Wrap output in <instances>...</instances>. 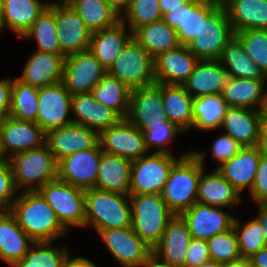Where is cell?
I'll return each instance as SVG.
<instances>
[{
    "label": "cell",
    "mask_w": 267,
    "mask_h": 267,
    "mask_svg": "<svg viewBox=\"0 0 267 267\" xmlns=\"http://www.w3.org/2000/svg\"><path fill=\"white\" fill-rule=\"evenodd\" d=\"M85 227L95 231L132 226V209L129 195L111 193L96 187L84 190Z\"/></svg>",
    "instance_id": "3957f363"
},
{
    "label": "cell",
    "mask_w": 267,
    "mask_h": 267,
    "mask_svg": "<svg viewBox=\"0 0 267 267\" xmlns=\"http://www.w3.org/2000/svg\"><path fill=\"white\" fill-rule=\"evenodd\" d=\"M210 260L206 240L192 238L186 256L184 267H195Z\"/></svg>",
    "instance_id": "f5cc1de1"
},
{
    "label": "cell",
    "mask_w": 267,
    "mask_h": 267,
    "mask_svg": "<svg viewBox=\"0 0 267 267\" xmlns=\"http://www.w3.org/2000/svg\"><path fill=\"white\" fill-rule=\"evenodd\" d=\"M199 60L185 45L154 58L156 83L183 85Z\"/></svg>",
    "instance_id": "44dd1931"
},
{
    "label": "cell",
    "mask_w": 267,
    "mask_h": 267,
    "mask_svg": "<svg viewBox=\"0 0 267 267\" xmlns=\"http://www.w3.org/2000/svg\"><path fill=\"white\" fill-rule=\"evenodd\" d=\"M75 0H61V2H47V6H71Z\"/></svg>",
    "instance_id": "03108f58"
},
{
    "label": "cell",
    "mask_w": 267,
    "mask_h": 267,
    "mask_svg": "<svg viewBox=\"0 0 267 267\" xmlns=\"http://www.w3.org/2000/svg\"><path fill=\"white\" fill-rule=\"evenodd\" d=\"M38 192L53 208L61 225L68 231L72 226L85 227L84 190L58 178L42 186Z\"/></svg>",
    "instance_id": "52a82bcc"
},
{
    "label": "cell",
    "mask_w": 267,
    "mask_h": 267,
    "mask_svg": "<svg viewBox=\"0 0 267 267\" xmlns=\"http://www.w3.org/2000/svg\"><path fill=\"white\" fill-rule=\"evenodd\" d=\"M266 80L228 77L222 91L227 106L264 111L267 99V90H264Z\"/></svg>",
    "instance_id": "4316f807"
},
{
    "label": "cell",
    "mask_w": 267,
    "mask_h": 267,
    "mask_svg": "<svg viewBox=\"0 0 267 267\" xmlns=\"http://www.w3.org/2000/svg\"><path fill=\"white\" fill-rule=\"evenodd\" d=\"M71 118L73 123L83 125L100 133L115 125L121 118L111 109L100 104L92 93L71 96Z\"/></svg>",
    "instance_id": "d4e9b609"
},
{
    "label": "cell",
    "mask_w": 267,
    "mask_h": 267,
    "mask_svg": "<svg viewBox=\"0 0 267 267\" xmlns=\"http://www.w3.org/2000/svg\"><path fill=\"white\" fill-rule=\"evenodd\" d=\"M250 267H267V246L248 258Z\"/></svg>",
    "instance_id": "9f6ffc18"
},
{
    "label": "cell",
    "mask_w": 267,
    "mask_h": 267,
    "mask_svg": "<svg viewBox=\"0 0 267 267\" xmlns=\"http://www.w3.org/2000/svg\"><path fill=\"white\" fill-rule=\"evenodd\" d=\"M222 267H250V266H249L248 259L239 258L234 261L223 263Z\"/></svg>",
    "instance_id": "e7e4bbea"
},
{
    "label": "cell",
    "mask_w": 267,
    "mask_h": 267,
    "mask_svg": "<svg viewBox=\"0 0 267 267\" xmlns=\"http://www.w3.org/2000/svg\"><path fill=\"white\" fill-rule=\"evenodd\" d=\"M250 197L257 203H267V156L262 155Z\"/></svg>",
    "instance_id": "816d5d0a"
},
{
    "label": "cell",
    "mask_w": 267,
    "mask_h": 267,
    "mask_svg": "<svg viewBox=\"0 0 267 267\" xmlns=\"http://www.w3.org/2000/svg\"><path fill=\"white\" fill-rule=\"evenodd\" d=\"M24 37L36 40L37 51L63 54L60 50L55 15L49 7L38 16L37 20L22 36V38Z\"/></svg>",
    "instance_id": "60d3db41"
},
{
    "label": "cell",
    "mask_w": 267,
    "mask_h": 267,
    "mask_svg": "<svg viewBox=\"0 0 267 267\" xmlns=\"http://www.w3.org/2000/svg\"><path fill=\"white\" fill-rule=\"evenodd\" d=\"M106 73L99 60L86 50L65 57L62 83L71 95L90 93Z\"/></svg>",
    "instance_id": "30bf717a"
},
{
    "label": "cell",
    "mask_w": 267,
    "mask_h": 267,
    "mask_svg": "<svg viewBox=\"0 0 267 267\" xmlns=\"http://www.w3.org/2000/svg\"><path fill=\"white\" fill-rule=\"evenodd\" d=\"M160 19H162V12L159 0H132L129 8L120 17V20L128 25L129 32Z\"/></svg>",
    "instance_id": "f6af8a7d"
},
{
    "label": "cell",
    "mask_w": 267,
    "mask_h": 267,
    "mask_svg": "<svg viewBox=\"0 0 267 267\" xmlns=\"http://www.w3.org/2000/svg\"><path fill=\"white\" fill-rule=\"evenodd\" d=\"M98 235L123 267H140L153 255L152 248L134 232L132 226L99 230Z\"/></svg>",
    "instance_id": "8fae6325"
},
{
    "label": "cell",
    "mask_w": 267,
    "mask_h": 267,
    "mask_svg": "<svg viewBox=\"0 0 267 267\" xmlns=\"http://www.w3.org/2000/svg\"><path fill=\"white\" fill-rule=\"evenodd\" d=\"M197 1L207 6L214 7L216 9L225 10L231 0H197Z\"/></svg>",
    "instance_id": "6125c7cd"
},
{
    "label": "cell",
    "mask_w": 267,
    "mask_h": 267,
    "mask_svg": "<svg viewBox=\"0 0 267 267\" xmlns=\"http://www.w3.org/2000/svg\"><path fill=\"white\" fill-rule=\"evenodd\" d=\"M244 49L267 75V30L249 29L234 33Z\"/></svg>",
    "instance_id": "bcb514c9"
},
{
    "label": "cell",
    "mask_w": 267,
    "mask_h": 267,
    "mask_svg": "<svg viewBox=\"0 0 267 267\" xmlns=\"http://www.w3.org/2000/svg\"><path fill=\"white\" fill-rule=\"evenodd\" d=\"M205 153H183L173 165L161 196L174 215H180L197 202L198 184L203 172Z\"/></svg>",
    "instance_id": "6da1fadb"
},
{
    "label": "cell",
    "mask_w": 267,
    "mask_h": 267,
    "mask_svg": "<svg viewBox=\"0 0 267 267\" xmlns=\"http://www.w3.org/2000/svg\"><path fill=\"white\" fill-rule=\"evenodd\" d=\"M263 115V111L259 110L228 107L221 126L242 147L257 146Z\"/></svg>",
    "instance_id": "484cf974"
},
{
    "label": "cell",
    "mask_w": 267,
    "mask_h": 267,
    "mask_svg": "<svg viewBox=\"0 0 267 267\" xmlns=\"http://www.w3.org/2000/svg\"><path fill=\"white\" fill-rule=\"evenodd\" d=\"M195 267H222V263L216 262L214 260H208L206 262H204L203 264H200L198 266Z\"/></svg>",
    "instance_id": "003e7915"
},
{
    "label": "cell",
    "mask_w": 267,
    "mask_h": 267,
    "mask_svg": "<svg viewBox=\"0 0 267 267\" xmlns=\"http://www.w3.org/2000/svg\"><path fill=\"white\" fill-rule=\"evenodd\" d=\"M227 108L222 94L193 98L192 126L204 131L220 129Z\"/></svg>",
    "instance_id": "f35d334b"
},
{
    "label": "cell",
    "mask_w": 267,
    "mask_h": 267,
    "mask_svg": "<svg viewBox=\"0 0 267 267\" xmlns=\"http://www.w3.org/2000/svg\"><path fill=\"white\" fill-rule=\"evenodd\" d=\"M134 232L152 249L159 243L168 222L175 216L161 194L129 195Z\"/></svg>",
    "instance_id": "5b68a950"
},
{
    "label": "cell",
    "mask_w": 267,
    "mask_h": 267,
    "mask_svg": "<svg viewBox=\"0 0 267 267\" xmlns=\"http://www.w3.org/2000/svg\"><path fill=\"white\" fill-rule=\"evenodd\" d=\"M52 241L34 242L28 253L11 267H63L69 253L66 247L57 248Z\"/></svg>",
    "instance_id": "7bdbcfd3"
},
{
    "label": "cell",
    "mask_w": 267,
    "mask_h": 267,
    "mask_svg": "<svg viewBox=\"0 0 267 267\" xmlns=\"http://www.w3.org/2000/svg\"><path fill=\"white\" fill-rule=\"evenodd\" d=\"M55 15L61 52L71 55L88 50L91 32L71 6H48Z\"/></svg>",
    "instance_id": "ac0fdd59"
},
{
    "label": "cell",
    "mask_w": 267,
    "mask_h": 267,
    "mask_svg": "<svg viewBox=\"0 0 267 267\" xmlns=\"http://www.w3.org/2000/svg\"><path fill=\"white\" fill-rule=\"evenodd\" d=\"M258 206V216L256 219L261 224L264 231V242L267 246V203H256Z\"/></svg>",
    "instance_id": "680465c9"
},
{
    "label": "cell",
    "mask_w": 267,
    "mask_h": 267,
    "mask_svg": "<svg viewBox=\"0 0 267 267\" xmlns=\"http://www.w3.org/2000/svg\"><path fill=\"white\" fill-rule=\"evenodd\" d=\"M0 128L2 147L8 159L14 154L45 144L46 133L36 122L8 116L0 120Z\"/></svg>",
    "instance_id": "d6986e66"
},
{
    "label": "cell",
    "mask_w": 267,
    "mask_h": 267,
    "mask_svg": "<svg viewBox=\"0 0 267 267\" xmlns=\"http://www.w3.org/2000/svg\"><path fill=\"white\" fill-rule=\"evenodd\" d=\"M176 125L167 121L162 124L149 125L148 130H144V140L148 151L153 147L157 148L156 152L171 154V151L166 148L167 144L176 137L175 135L181 132Z\"/></svg>",
    "instance_id": "c3c4849f"
},
{
    "label": "cell",
    "mask_w": 267,
    "mask_h": 267,
    "mask_svg": "<svg viewBox=\"0 0 267 267\" xmlns=\"http://www.w3.org/2000/svg\"><path fill=\"white\" fill-rule=\"evenodd\" d=\"M146 155L132 161L130 195L161 194L173 165L180 159L156 151Z\"/></svg>",
    "instance_id": "ba28073f"
},
{
    "label": "cell",
    "mask_w": 267,
    "mask_h": 267,
    "mask_svg": "<svg viewBox=\"0 0 267 267\" xmlns=\"http://www.w3.org/2000/svg\"><path fill=\"white\" fill-rule=\"evenodd\" d=\"M45 143L58 163L64 157L95 148L99 144V133L83 125L71 123L48 131Z\"/></svg>",
    "instance_id": "e0dca14e"
},
{
    "label": "cell",
    "mask_w": 267,
    "mask_h": 267,
    "mask_svg": "<svg viewBox=\"0 0 267 267\" xmlns=\"http://www.w3.org/2000/svg\"><path fill=\"white\" fill-rule=\"evenodd\" d=\"M219 61L224 66L228 77L267 79V75L251 60V57L235 36L226 44Z\"/></svg>",
    "instance_id": "8d00e7d4"
},
{
    "label": "cell",
    "mask_w": 267,
    "mask_h": 267,
    "mask_svg": "<svg viewBox=\"0 0 267 267\" xmlns=\"http://www.w3.org/2000/svg\"><path fill=\"white\" fill-rule=\"evenodd\" d=\"M71 7L91 33L112 27L120 21V17L105 0H75Z\"/></svg>",
    "instance_id": "ab89813d"
},
{
    "label": "cell",
    "mask_w": 267,
    "mask_h": 267,
    "mask_svg": "<svg viewBox=\"0 0 267 267\" xmlns=\"http://www.w3.org/2000/svg\"><path fill=\"white\" fill-rule=\"evenodd\" d=\"M10 212L34 242H54L68 233L53 208L38 191L21 192L12 203Z\"/></svg>",
    "instance_id": "7a4b0ae2"
},
{
    "label": "cell",
    "mask_w": 267,
    "mask_h": 267,
    "mask_svg": "<svg viewBox=\"0 0 267 267\" xmlns=\"http://www.w3.org/2000/svg\"><path fill=\"white\" fill-rule=\"evenodd\" d=\"M204 170L199 179L197 202L210 206L233 208L242 201L239 192L217 169H214L211 174H205Z\"/></svg>",
    "instance_id": "d6a6232c"
},
{
    "label": "cell",
    "mask_w": 267,
    "mask_h": 267,
    "mask_svg": "<svg viewBox=\"0 0 267 267\" xmlns=\"http://www.w3.org/2000/svg\"><path fill=\"white\" fill-rule=\"evenodd\" d=\"M126 119L140 131L168 121L162 99V83L131 89Z\"/></svg>",
    "instance_id": "7c38bea8"
},
{
    "label": "cell",
    "mask_w": 267,
    "mask_h": 267,
    "mask_svg": "<svg viewBox=\"0 0 267 267\" xmlns=\"http://www.w3.org/2000/svg\"><path fill=\"white\" fill-rule=\"evenodd\" d=\"M263 113H264V116L267 118V99H266V105H265Z\"/></svg>",
    "instance_id": "89a4df30"
},
{
    "label": "cell",
    "mask_w": 267,
    "mask_h": 267,
    "mask_svg": "<svg viewBox=\"0 0 267 267\" xmlns=\"http://www.w3.org/2000/svg\"><path fill=\"white\" fill-rule=\"evenodd\" d=\"M233 32L267 30V1L231 0L225 9Z\"/></svg>",
    "instance_id": "836d02e7"
},
{
    "label": "cell",
    "mask_w": 267,
    "mask_h": 267,
    "mask_svg": "<svg viewBox=\"0 0 267 267\" xmlns=\"http://www.w3.org/2000/svg\"><path fill=\"white\" fill-rule=\"evenodd\" d=\"M132 37L155 58L159 54L178 48L176 30L162 19L141 25L132 32Z\"/></svg>",
    "instance_id": "e575fe53"
},
{
    "label": "cell",
    "mask_w": 267,
    "mask_h": 267,
    "mask_svg": "<svg viewBox=\"0 0 267 267\" xmlns=\"http://www.w3.org/2000/svg\"><path fill=\"white\" fill-rule=\"evenodd\" d=\"M113 11L121 17L129 8L132 0H105Z\"/></svg>",
    "instance_id": "91938a15"
},
{
    "label": "cell",
    "mask_w": 267,
    "mask_h": 267,
    "mask_svg": "<svg viewBox=\"0 0 267 267\" xmlns=\"http://www.w3.org/2000/svg\"><path fill=\"white\" fill-rule=\"evenodd\" d=\"M71 96L62 82L38 88L36 123L45 133L73 123L71 117H69Z\"/></svg>",
    "instance_id": "5bb4252c"
},
{
    "label": "cell",
    "mask_w": 267,
    "mask_h": 267,
    "mask_svg": "<svg viewBox=\"0 0 267 267\" xmlns=\"http://www.w3.org/2000/svg\"><path fill=\"white\" fill-rule=\"evenodd\" d=\"M241 258L248 259L264 248V231L259 221L254 218L242 226L236 217L233 222Z\"/></svg>",
    "instance_id": "ee69618b"
},
{
    "label": "cell",
    "mask_w": 267,
    "mask_h": 267,
    "mask_svg": "<svg viewBox=\"0 0 267 267\" xmlns=\"http://www.w3.org/2000/svg\"><path fill=\"white\" fill-rule=\"evenodd\" d=\"M64 54L37 51L27 60L19 80L36 88L62 82Z\"/></svg>",
    "instance_id": "603a6c76"
},
{
    "label": "cell",
    "mask_w": 267,
    "mask_h": 267,
    "mask_svg": "<svg viewBox=\"0 0 267 267\" xmlns=\"http://www.w3.org/2000/svg\"><path fill=\"white\" fill-rule=\"evenodd\" d=\"M140 267H171V266L159 261L154 255H152Z\"/></svg>",
    "instance_id": "be15d7a7"
},
{
    "label": "cell",
    "mask_w": 267,
    "mask_h": 267,
    "mask_svg": "<svg viewBox=\"0 0 267 267\" xmlns=\"http://www.w3.org/2000/svg\"><path fill=\"white\" fill-rule=\"evenodd\" d=\"M12 86V78H5L0 80V120L9 116Z\"/></svg>",
    "instance_id": "db71d44e"
},
{
    "label": "cell",
    "mask_w": 267,
    "mask_h": 267,
    "mask_svg": "<svg viewBox=\"0 0 267 267\" xmlns=\"http://www.w3.org/2000/svg\"><path fill=\"white\" fill-rule=\"evenodd\" d=\"M12 169L9 161L0 163V212L10 211L16 199V192Z\"/></svg>",
    "instance_id": "681fc988"
},
{
    "label": "cell",
    "mask_w": 267,
    "mask_h": 267,
    "mask_svg": "<svg viewBox=\"0 0 267 267\" xmlns=\"http://www.w3.org/2000/svg\"><path fill=\"white\" fill-rule=\"evenodd\" d=\"M261 157L257 146L243 147L217 170L239 194H242L247 187L251 191Z\"/></svg>",
    "instance_id": "cb8c5ba5"
},
{
    "label": "cell",
    "mask_w": 267,
    "mask_h": 267,
    "mask_svg": "<svg viewBox=\"0 0 267 267\" xmlns=\"http://www.w3.org/2000/svg\"><path fill=\"white\" fill-rule=\"evenodd\" d=\"M243 147L226 133L218 136L212 144L211 157L219 161L221 166L224 162L230 160Z\"/></svg>",
    "instance_id": "f907efd6"
},
{
    "label": "cell",
    "mask_w": 267,
    "mask_h": 267,
    "mask_svg": "<svg viewBox=\"0 0 267 267\" xmlns=\"http://www.w3.org/2000/svg\"><path fill=\"white\" fill-rule=\"evenodd\" d=\"M99 144L105 153L118 155L131 161L147 154L143 132L127 119H120L115 125L99 133Z\"/></svg>",
    "instance_id": "4fadbf2b"
},
{
    "label": "cell",
    "mask_w": 267,
    "mask_h": 267,
    "mask_svg": "<svg viewBox=\"0 0 267 267\" xmlns=\"http://www.w3.org/2000/svg\"><path fill=\"white\" fill-rule=\"evenodd\" d=\"M38 113V88L13 79L9 116L18 120L36 122Z\"/></svg>",
    "instance_id": "b9f144b4"
},
{
    "label": "cell",
    "mask_w": 267,
    "mask_h": 267,
    "mask_svg": "<svg viewBox=\"0 0 267 267\" xmlns=\"http://www.w3.org/2000/svg\"><path fill=\"white\" fill-rule=\"evenodd\" d=\"M207 244L211 260L223 264L241 258L233 227L208 239Z\"/></svg>",
    "instance_id": "7dc6e473"
},
{
    "label": "cell",
    "mask_w": 267,
    "mask_h": 267,
    "mask_svg": "<svg viewBox=\"0 0 267 267\" xmlns=\"http://www.w3.org/2000/svg\"><path fill=\"white\" fill-rule=\"evenodd\" d=\"M34 241L19 226L10 212H0V259L11 265L20 261Z\"/></svg>",
    "instance_id": "1f68e13d"
},
{
    "label": "cell",
    "mask_w": 267,
    "mask_h": 267,
    "mask_svg": "<svg viewBox=\"0 0 267 267\" xmlns=\"http://www.w3.org/2000/svg\"><path fill=\"white\" fill-rule=\"evenodd\" d=\"M107 73L122 81L130 89L156 83L154 58L133 37L121 50Z\"/></svg>",
    "instance_id": "8992f818"
},
{
    "label": "cell",
    "mask_w": 267,
    "mask_h": 267,
    "mask_svg": "<svg viewBox=\"0 0 267 267\" xmlns=\"http://www.w3.org/2000/svg\"><path fill=\"white\" fill-rule=\"evenodd\" d=\"M188 0H159L162 15L169 12L170 9L179 8Z\"/></svg>",
    "instance_id": "94428289"
},
{
    "label": "cell",
    "mask_w": 267,
    "mask_h": 267,
    "mask_svg": "<svg viewBox=\"0 0 267 267\" xmlns=\"http://www.w3.org/2000/svg\"><path fill=\"white\" fill-rule=\"evenodd\" d=\"M63 267H96V265L84 257L70 258L68 253Z\"/></svg>",
    "instance_id": "6f0895ef"
},
{
    "label": "cell",
    "mask_w": 267,
    "mask_h": 267,
    "mask_svg": "<svg viewBox=\"0 0 267 267\" xmlns=\"http://www.w3.org/2000/svg\"><path fill=\"white\" fill-rule=\"evenodd\" d=\"M2 0H0V14H1Z\"/></svg>",
    "instance_id": "2644e50d"
},
{
    "label": "cell",
    "mask_w": 267,
    "mask_h": 267,
    "mask_svg": "<svg viewBox=\"0 0 267 267\" xmlns=\"http://www.w3.org/2000/svg\"><path fill=\"white\" fill-rule=\"evenodd\" d=\"M228 74L219 60H199L183 84L193 98L222 94Z\"/></svg>",
    "instance_id": "83f0119b"
},
{
    "label": "cell",
    "mask_w": 267,
    "mask_h": 267,
    "mask_svg": "<svg viewBox=\"0 0 267 267\" xmlns=\"http://www.w3.org/2000/svg\"><path fill=\"white\" fill-rule=\"evenodd\" d=\"M8 161L17 190L23 186V191H38L57 178V161L46 143L14 154Z\"/></svg>",
    "instance_id": "277c9868"
},
{
    "label": "cell",
    "mask_w": 267,
    "mask_h": 267,
    "mask_svg": "<svg viewBox=\"0 0 267 267\" xmlns=\"http://www.w3.org/2000/svg\"><path fill=\"white\" fill-rule=\"evenodd\" d=\"M215 9L197 0H188L181 7L163 14L162 20L176 30L179 43L186 46L199 34L201 18H207Z\"/></svg>",
    "instance_id": "7402d4cb"
},
{
    "label": "cell",
    "mask_w": 267,
    "mask_h": 267,
    "mask_svg": "<svg viewBox=\"0 0 267 267\" xmlns=\"http://www.w3.org/2000/svg\"><path fill=\"white\" fill-rule=\"evenodd\" d=\"M130 92L131 89L126 84L106 73L91 93L100 104L114 111L121 119H126Z\"/></svg>",
    "instance_id": "74e56055"
},
{
    "label": "cell",
    "mask_w": 267,
    "mask_h": 267,
    "mask_svg": "<svg viewBox=\"0 0 267 267\" xmlns=\"http://www.w3.org/2000/svg\"><path fill=\"white\" fill-rule=\"evenodd\" d=\"M47 7L42 0H2L0 32L8 26L22 37Z\"/></svg>",
    "instance_id": "4dcf8cb0"
},
{
    "label": "cell",
    "mask_w": 267,
    "mask_h": 267,
    "mask_svg": "<svg viewBox=\"0 0 267 267\" xmlns=\"http://www.w3.org/2000/svg\"><path fill=\"white\" fill-rule=\"evenodd\" d=\"M8 158L5 156L3 147H2V136H1V128H0V163L7 161Z\"/></svg>",
    "instance_id": "a7ac6f4b"
},
{
    "label": "cell",
    "mask_w": 267,
    "mask_h": 267,
    "mask_svg": "<svg viewBox=\"0 0 267 267\" xmlns=\"http://www.w3.org/2000/svg\"><path fill=\"white\" fill-rule=\"evenodd\" d=\"M187 223L192 238L208 240L216 234L233 227L235 217L225 212L222 207L196 202L180 214Z\"/></svg>",
    "instance_id": "2e32d148"
},
{
    "label": "cell",
    "mask_w": 267,
    "mask_h": 267,
    "mask_svg": "<svg viewBox=\"0 0 267 267\" xmlns=\"http://www.w3.org/2000/svg\"><path fill=\"white\" fill-rule=\"evenodd\" d=\"M191 240L187 223L180 215H175L168 222L159 243L152 249L153 255L171 267H184Z\"/></svg>",
    "instance_id": "ffe728a7"
},
{
    "label": "cell",
    "mask_w": 267,
    "mask_h": 267,
    "mask_svg": "<svg viewBox=\"0 0 267 267\" xmlns=\"http://www.w3.org/2000/svg\"><path fill=\"white\" fill-rule=\"evenodd\" d=\"M102 152L98 144L62 158L57 163V178L83 190L94 188Z\"/></svg>",
    "instance_id": "9a60e30c"
},
{
    "label": "cell",
    "mask_w": 267,
    "mask_h": 267,
    "mask_svg": "<svg viewBox=\"0 0 267 267\" xmlns=\"http://www.w3.org/2000/svg\"><path fill=\"white\" fill-rule=\"evenodd\" d=\"M233 36L226 10L215 9L207 18H201L199 34L186 46L198 60H219Z\"/></svg>",
    "instance_id": "9c48e42d"
},
{
    "label": "cell",
    "mask_w": 267,
    "mask_h": 267,
    "mask_svg": "<svg viewBox=\"0 0 267 267\" xmlns=\"http://www.w3.org/2000/svg\"><path fill=\"white\" fill-rule=\"evenodd\" d=\"M257 147L262 155L267 156V118L264 115L260 123Z\"/></svg>",
    "instance_id": "11a10c76"
},
{
    "label": "cell",
    "mask_w": 267,
    "mask_h": 267,
    "mask_svg": "<svg viewBox=\"0 0 267 267\" xmlns=\"http://www.w3.org/2000/svg\"><path fill=\"white\" fill-rule=\"evenodd\" d=\"M132 161L102 152L95 187L111 193L130 195Z\"/></svg>",
    "instance_id": "f1b7e54d"
},
{
    "label": "cell",
    "mask_w": 267,
    "mask_h": 267,
    "mask_svg": "<svg viewBox=\"0 0 267 267\" xmlns=\"http://www.w3.org/2000/svg\"><path fill=\"white\" fill-rule=\"evenodd\" d=\"M162 99L168 121L183 132L189 131L193 124V97L184 85L162 83Z\"/></svg>",
    "instance_id": "d590c367"
},
{
    "label": "cell",
    "mask_w": 267,
    "mask_h": 267,
    "mask_svg": "<svg viewBox=\"0 0 267 267\" xmlns=\"http://www.w3.org/2000/svg\"><path fill=\"white\" fill-rule=\"evenodd\" d=\"M126 25L120 20L112 27L93 32L88 50L108 70L118 57L121 50L132 38V32L127 33Z\"/></svg>",
    "instance_id": "f546056e"
}]
</instances>
